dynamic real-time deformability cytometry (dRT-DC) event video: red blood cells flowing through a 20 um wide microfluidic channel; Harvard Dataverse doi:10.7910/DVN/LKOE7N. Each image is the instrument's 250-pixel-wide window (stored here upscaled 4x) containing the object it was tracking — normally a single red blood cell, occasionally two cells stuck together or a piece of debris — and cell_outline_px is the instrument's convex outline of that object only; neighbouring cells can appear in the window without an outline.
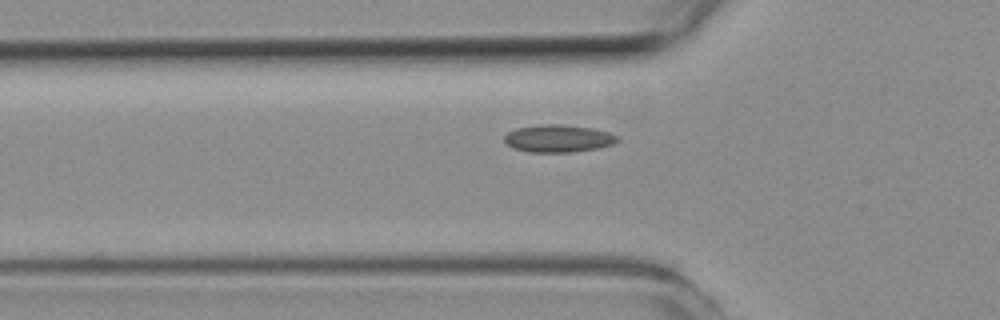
{"species": "common noctule bat (a hibernating species)", "species_latin": "Nyctalus noctula", "temperature_condition": "room temperature", "stored_images_in_passage": 19, "camera_frame_rate_fps": 3000, "um_per_image_px": 0.085, "animal": {"sex": "female", "body_mass_g": 19.3, "forearm_length_mm": 54.1}, "frame": {"image": 1, "passage_image": 4, "time_ms": 1.0, "image_size_px": [1000, 320], "cell_outline_px": [[620, 140], [612, 144], [600, 148], [572, 152], [532, 152], [512, 148], [504, 140], [504, 136], [508, 132], [516, 128], [540, 124], [560, 124], [592, 128], [608, 132], [620, 136]], "centroid_in_image_um": [47.48, 11.77], "position_along_channel_um": 78.3, "area_um2": 18.21}}
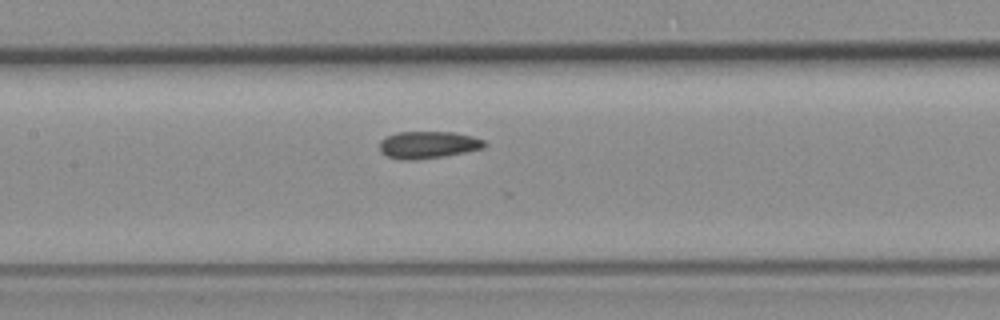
{"frame": {"image": 2, "passage_image": 11, "time_ms": 3.333, "image_size_px": [1000, 320], "cell_outline_px": [[488, 144], [484, 148], [444, 156], [412, 160], [400, 160], [388, 156], [380, 152], [380, 140], [384, 136], [396, 132], [452, 132], [472, 136], [484, 140]], "centroid_in_image_um": [36.36, 12.3], "position_along_channel_um": 171.0, "area_um2": 16.7}}
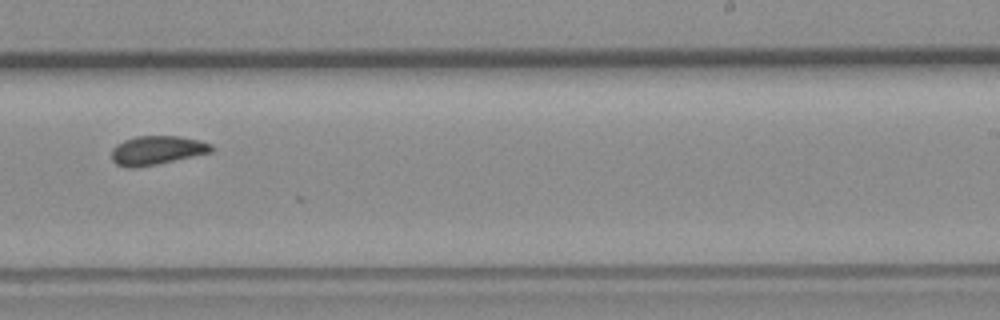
{"frame": {"image": 3, "passage_image": 19, "time_ms": 6.0, "image_size_px": [1000, 320], "cell_outline_px": [[212, 152], [156, 164], [132, 168], [128, 168], [116, 164], [112, 160], [112, 148], [116, 144], [124, 140], [136, 136], [180, 136], [200, 140], [212, 144]], "centroid_in_image_um": [13.32, 12.76], "position_along_channel_um": 275.7, "area_um2": 16.76}}